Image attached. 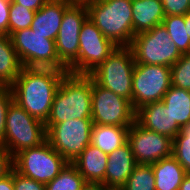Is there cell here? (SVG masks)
Returning a JSON list of instances; mask_svg holds the SVG:
<instances>
[{
    "label": "cell",
    "instance_id": "8",
    "mask_svg": "<svg viewBox=\"0 0 190 190\" xmlns=\"http://www.w3.org/2000/svg\"><path fill=\"white\" fill-rule=\"evenodd\" d=\"M67 163L47 140L40 146L24 149L14 156V169L17 172L45 185L52 181Z\"/></svg>",
    "mask_w": 190,
    "mask_h": 190
},
{
    "label": "cell",
    "instance_id": "24",
    "mask_svg": "<svg viewBox=\"0 0 190 190\" xmlns=\"http://www.w3.org/2000/svg\"><path fill=\"white\" fill-rule=\"evenodd\" d=\"M162 25L167 29L168 35L178 50L184 54L190 52V38L185 25L184 15H168L163 19Z\"/></svg>",
    "mask_w": 190,
    "mask_h": 190
},
{
    "label": "cell",
    "instance_id": "15",
    "mask_svg": "<svg viewBox=\"0 0 190 190\" xmlns=\"http://www.w3.org/2000/svg\"><path fill=\"white\" fill-rule=\"evenodd\" d=\"M135 121L140 126L172 140L182 129L176 121H173L169 110L162 101L149 103L137 109Z\"/></svg>",
    "mask_w": 190,
    "mask_h": 190
},
{
    "label": "cell",
    "instance_id": "40",
    "mask_svg": "<svg viewBox=\"0 0 190 190\" xmlns=\"http://www.w3.org/2000/svg\"><path fill=\"white\" fill-rule=\"evenodd\" d=\"M181 132L186 136L190 137V123L181 129Z\"/></svg>",
    "mask_w": 190,
    "mask_h": 190
},
{
    "label": "cell",
    "instance_id": "9",
    "mask_svg": "<svg viewBox=\"0 0 190 190\" xmlns=\"http://www.w3.org/2000/svg\"><path fill=\"white\" fill-rule=\"evenodd\" d=\"M92 119H70L45 124L47 141L69 163H72L91 144Z\"/></svg>",
    "mask_w": 190,
    "mask_h": 190
},
{
    "label": "cell",
    "instance_id": "25",
    "mask_svg": "<svg viewBox=\"0 0 190 190\" xmlns=\"http://www.w3.org/2000/svg\"><path fill=\"white\" fill-rule=\"evenodd\" d=\"M87 184L72 163H67L61 172L45 185L46 190H82Z\"/></svg>",
    "mask_w": 190,
    "mask_h": 190
},
{
    "label": "cell",
    "instance_id": "31",
    "mask_svg": "<svg viewBox=\"0 0 190 190\" xmlns=\"http://www.w3.org/2000/svg\"><path fill=\"white\" fill-rule=\"evenodd\" d=\"M14 190H46L45 184L23 176L13 169Z\"/></svg>",
    "mask_w": 190,
    "mask_h": 190
},
{
    "label": "cell",
    "instance_id": "22",
    "mask_svg": "<svg viewBox=\"0 0 190 190\" xmlns=\"http://www.w3.org/2000/svg\"><path fill=\"white\" fill-rule=\"evenodd\" d=\"M23 68L9 35L0 34V86H11Z\"/></svg>",
    "mask_w": 190,
    "mask_h": 190
},
{
    "label": "cell",
    "instance_id": "17",
    "mask_svg": "<svg viewBox=\"0 0 190 190\" xmlns=\"http://www.w3.org/2000/svg\"><path fill=\"white\" fill-rule=\"evenodd\" d=\"M72 0H48L44 6L36 11L31 29L44 35V38L56 40L63 14L73 3Z\"/></svg>",
    "mask_w": 190,
    "mask_h": 190
},
{
    "label": "cell",
    "instance_id": "4",
    "mask_svg": "<svg viewBox=\"0 0 190 190\" xmlns=\"http://www.w3.org/2000/svg\"><path fill=\"white\" fill-rule=\"evenodd\" d=\"M46 140L45 123L12 100L6 111L4 138L0 144L15 156L24 149L40 146Z\"/></svg>",
    "mask_w": 190,
    "mask_h": 190
},
{
    "label": "cell",
    "instance_id": "33",
    "mask_svg": "<svg viewBox=\"0 0 190 190\" xmlns=\"http://www.w3.org/2000/svg\"><path fill=\"white\" fill-rule=\"evenodd\" d=\"M14 169V156L0 144V179L11 174Z\"/></svg>",
    "mask_w": 190,
    "mask_h": 190
},
{
    "label": "cell",
    "instance_id": "37",
    "mask_svg": "<svg viewBox=\"0 0 190 190\" xmlns=\"http://www.w3.org/2000/svg\"><path fill=\"white\" fill-rule=\"evenodd\" d=\"M82 190H107L101 183H87Z\"/></svg>",
    "mask_w": 190,
    "mask_h": 190
},
{
    "label": "cell",
    "instance_id": "21",
    "mask_svg": "<svg viewBox=\"0 0 190 190\" xmlns=\"http://www.w3.org/2000/svg\"><path fill=\"white\" fill-rule=\"evenodd\" d=\"M129 127L93 124L91 144L107 155L128 141Z\"/></svg>",
    "mask_w": 190,
    "mask_h": 190
},
{
    "label": "cell",
    "instance_id": "35",
    "mask_svg": "<svg viewBox=\"0 0 190 190\" xmlns=\"http://www.w3.org/2000/svg\"><path fill=\"white\" fill-rule=\"evenodd\" d=\"M11 1L36 12L39 9H41L48 0H11Z\"/></svg>",
    "mask_w": 190,
    "mask_h": 190
},
{
    "label": "cell",
    "instance_id": "28",
    "mask_svg": "<svg viewBox=\"0 0 190 190\" xmlns=\"http://www.w3.org/2000/svg\"><path fill=\"white\" fill-rule=\"evenodd\" d=\"M171 85L190 91V52L171 66Z\"/></svg>",
    "mask_w": 190,
    "mask_h": 190
},
{
    "label": "cell",
    "instance_id": "6",
    "mask_svg": "<svg viewBox=\"0 0 190 190\" xmlns=\"http://www.w3.org/2000/svg\"><path fill=\"white\" fill-rule=\"evenodd\" d=\"M129 47L135 63L171 67L182 56L162 24L136 34Z\"/></svg>",
    "mask_w": 190,
    "mask_h": 190
},
{
    "label": "cell",
    "instance_id": "12",
    "mask_svg": "<svg viewBox=\"0 0 190 190\" xmlns=\"http://www.w3.org/2000/svg\"><path fill=\"white\" fill-rule=\"evenodd\" d=\"M91 102L93 124L130 127L135 122L136 111L132 103L94 81Z\"/></svg>",
    "mask_w": 190,
    "mask_h": 190
},
{
    "label": "cell",
    "instance_id": "14",
    "mask_svg": "<svg viewBox=\"0 0 190 190\" xmlns=\"http://www.w3.org/2000/svg\"><path fill=\"white\" fill-rule=\"evenodd\" d=\"M128 142L137 164L151 165L172 156L171 138L148 130L136 121L129 127Z\"/></svg>",
    "mask_w": 190,
    "mask_h": 190
},
{
    "label": "cell",
    "instance_id": "2",
    "mask_svg": "<svg viewBox=\"0 0 190 190\" xmlns=\"http://www.w3.org/2000/svg\"><path fill=\"white\" fill-rule=\"evenodd\" d=\"M93 80L89 75L67 72L55 93L50 115L45 124L70 119H91Z\"/></svg>",
    "mask_w": 190,
    "mask_h": 190
},
{
    "label": "cell",
    "instance_id": "20",
    "mask_svg": "<svg viewBox=\"0 0 190 190\" xmlns=\"http://www.w3.org/2000/svg\"><path fill=\"white\" fill-rule=\"evenodd\" d=\"M155 175L156 190H179L187 175L182 165L173 157H167L151 164Z\"/></svg>",
    "mask_w": 190,
    "mask_h": 190
},
{
    "label": "cell",
    "instance_id": "23",
    "mask_svg": "<svg viewBox=\"0 0 190 190\" xmlns=\"http://www.w3.org/2000/svg\"><path fill=\"white\" fill-rule=\"evenodd\" d=\"M162 102L181 128L190 123V91L171 85Z\"/></svg>",
    "mask_w": 190,
    "mask_h": 190
},
{
    "label": "cell",
    "instance_id": "34",
    "mask_svg": "<svg viewBox=\"0 0 190 190\" xmlns=\"http://www.w3.org/2000/svg\"><path fill=\"white\" fill-rule=\"evenodd\" d=\"M11 0H0V34L9 35V16Z\"/></svg>",
    "mask_w": 190,
    "mask_h": 190
},
{
    "label": "cell",
    "instance_id": "36",
    "mask_svg": "<svg viewBox=\"0 0 190 190\" xmlns=\"http://www.w3.org/2000/svg\"><path fill=\"white\" fill-rule=\"evenodd\" d=\"M0 190H14L13 170L11 174L0 179Z\"/></svg>",
    "mask_w": 190,
    "mask_h": 190
},
{
    "label": "cell",
    "instance_id": "39",
    "mask_svg": "<svg viewBox=\"0 0 190 190\" xmlns=\"http://www.w3.org/2000/svg\"><path fill=\"white\" fill-rule=\"evenodd\" d=\"M185 25L187 27V31H188V36L190 38V11H188L185 15Z\"/></svg>",
    "mask_w": 190,
    "mask_h": 190
},
{
    "label": "cell",
    "instance_id": "1",
    "mask_svg": "<svg viewBox=\"0 0 190 190\" xmlns=\"http://www.w3.org/2000/svg\"><path fill=\"white\" fill-rule=\"evenodd\" d=\"M68 70L23 67L10 86L13 100L28 114L46 122L55 93Z\"/></svg>",
    "mask_w": 190,
    "mask_h": 190
},
{
    "label": "cell",
    "instance_id": "11",
    "mask_svg": "<svg viewBox=\"0 0 190 190\" xmlns=\"http://www.w3.org/2000/svg\"><path fill=\"white\" fill-rule=\"evenodd\" d=\"M171 86V67L135 63L132 85V106H142L162 101Z\"/></svg>",
    "mask_w": 190,
    "mask_h": 190
},
{
    "label": "cell",
    "instance_id": "10",
    "mask_svg": "<svg viewBox=\"0 0 190 190\" xmlns=\"http://www.w3.org/2000/svg\"><path fill=\"white\" fill-rule=\"evenodd\" d=\"M96 25L87 18L79 33V53L77 59L67 68L69 73L89 75L116 49Z\"/></svg>",
    "mask_w": 190,
    "mask_h": 190
},
{
    "label": "cell",
    "instance_id": "16",
    "mask_svg": "<svg viewBox=\"0 0 190 190\" xmlns=\"http://www.w3.org/2000/svg\"><path fill=\"white\" fill-rule=\"evenodd\" d=\"M137 165L131 146L127 141L124 145L108 154L105 188L121 189Z\"/></svg>",
    "mask_w": 190,
    "mask_h": 190
},
{
    "label": "cell",
    "instance_id": "32",
    "mask_svg": "<svg viewBox=\"0 0 190 190\" xmlns=\"http://www.w3.org/2000/svg\"><path fill=\"white\" fill-rule=\"evenodd\" d=\"M165 16L185 15L190 11V0H161Z\"/></svg>",
    "mask_w": 190,
    "mask_h": 190
},
{
    "label": "cell",
    "instance_id": "3",
    "mask_svg": "<svg viewBox=\"0 0 190 190\" xmlns=\"http://www.w3.org/2000/svg\"><path fill=\"white\" fill-rule=\"evenodd\" d=\"M88 18L116 46H129L134 38L132 0H88Z\"/></svg>",
    "mask_w": 190,
    "mask_h": 190
},
{
    "label": "cell",
    "instance_id": "19",
    "mask_svg": "<svg viewBox=\"0 0 190 190\" xmlns=\"http://www.w3.org/2000/svg\"><path fill=\"white\" fill-rule=\"evenodd\" d=\"M165 13L161 0H133L132 23L134 36L161 25Z\"/></svg>",
    "mask_w": 190,
    "mask_h": 190
},
{
    "label": "cell",
    "instance_id": "5",
    "mask_svg": "<svg viewBox=\"0 0 190 190\" xmlns=\"http://www.w3.org/2000/svg\"><path fill=\"white\" fill-rule=\"evenodd\" d=\"M135 61L129 46H117L109 57L89 74L99 86L111 90L132 103Z\"/></svg>",
    "mask_w": 190,
    "mask_h": 190
},
{
    "label": "cell",
    "instance_id": "7",
    "mask_svg": "<svg viewBox=\"0 0 190 190\" xmlns=\"http://www.w3.org/2000/svg\"><path fill=\"white\" fill-rule=\"evenodd\" d=\"M13 47L23 67L67 70L59 61L55 40L26 28L10 35Z\"/></svg>",
    "mask_w": 190,
    "mask_h": 190
},
{
    "label": "cell",
    "instance_id": "26",
    "mask_svg": "<svg viewBox=\"0 0 190 190\" xmlns=\"http://www.w3.org/2000/svg\"><path fill=\"white\" fill-rule=\"evenodd\" d=\"M121 190H156L152 166L138 164Z\"/></svg>",
    "mask_w": 190,
    "mask_h": 190
},
{
    "label": "cell",
    "instance_id": "30",
    "mask_svg": "<svg viewBox=\"0 0 190 190\" xmlns=\"http://www.w3.org/2000/svg\"><path fill=\"white\" fill-rule=\"evenodd\" d=\"M13 100V94L9 86H0V143L4 138L6 111Z\"/></svg>",
    "mask_w": 190,
    "mask_h": 190
},
{
    "label": "cell",
    "instance_id": "29",
    "mask_svg": "<svg viewBox=\"0 0 190 190\" xmlns=\"http://www.w3.org/2000/svg\"><path fill=\"white\" fill-rule=\"evenodd\" d=\"M172 156L190 174V137H186L181 131L173 139Z\"/></svg>",
    "mask_w": 190,
    "mask_h": 190
},
{
    "label": "cell",
    "instance_id": "18",
    "mask_svg": "<svg viewBox=\"0 0 190 190\" xmlns=\"http://www.w3.org/2000/svg\"><path fill=\"white\" fill-rule=\"evenodd\" d=\"M108 155L89 144L72 162L87 183H101L105 187Z\"/></svg>",
    "mask_w": 190,
    "mask_h": 190
},
{
    "label": "cell",
    "instance_id": "13",
    "mask_svg": "<svg viewBox=\"0 0 190 190\" xmlns=\"http://www.w3.org/2000/svg\"><path fill=\"white\" fill-rule=\"evenodd\" d=\"M88 18L85 2H73L64 12L55 40L59 61L68 68L78 57L79 33Z\"/></svg>",
    "mask_w": 190,
    "mask_h": 190
},
{
    "label": "cell",
    "instance_id": "38",
    "mask_svg": "<svg viewBox=\"0 0 190 190\" xmlns=\"http://www.w3.org/2000/svg\"><path fill=\"white\" fill-rule=\"evenodd\" d=\"M179 190H190V174H187L184 177V179L179 187Z\"/></svg>",
    "mask_w": 190,
    "mask_h": 190
},
{
    "label": "cell",
    "instance_id": "27",
    "mask_svg": "<svg viewBox=\"0 0 190 190\" xmlns=\"http://www.w3.org/2000/svg\"><path fill=\"white\" fill-rule=\"evenodd\" d=\"M35 11L11 1L9 16V36L16 31L30 28L33 22Z\"/></svg>",
    "mask_w": 190,
    "mask_h": 190
},
{
    "label": "cell",
    "instance_id": "41",
    "mask_svg": "<svg viewBox=\"0 0 190 190\" xmlns=\"http://www.w3.org/2000/svg\"><path fill=\"white\" fill-rule=\"evenodd\" d=\"M72 1H75V2H86L88 0H72Z\"/></svg>",
    "mask_w": 190,
    "mask_h": 190
}]
</instances>
